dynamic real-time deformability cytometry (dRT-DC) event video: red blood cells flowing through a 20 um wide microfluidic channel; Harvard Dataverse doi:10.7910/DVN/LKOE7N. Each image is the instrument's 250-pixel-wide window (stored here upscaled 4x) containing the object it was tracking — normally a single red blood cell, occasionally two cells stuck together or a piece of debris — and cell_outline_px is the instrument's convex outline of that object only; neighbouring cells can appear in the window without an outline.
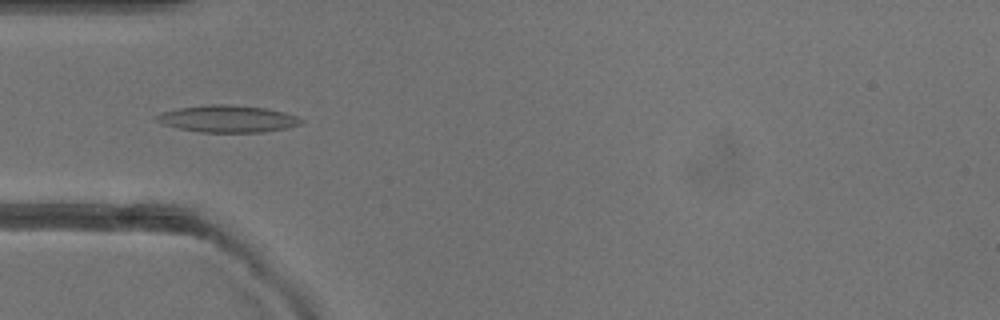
{"species": "common noctule bat (a hibernating species)", "species_latin": "Nyctalus noctula", "temperature_condition": "warm", "stored_images_in_passage": 37, "camera_frame_rate_fps": 3000, "um_per_image_px": 0.085, "animal": {"sex": "female"}, "frame": {"image": 1, "passage_image": 2, "time_ms": 0.333, "image_size_px": [1000, 320], "cell_outline_px": [[304, 124], [288, 128], [260, 132], [200, 132], [180, 128], [164, 124], [156, 120], [152, 116], [160, 112], [180, 108], [212, 104], [224, 104], [264, 108], [284, 112], [296, 116], [304, 120]], "centroid_in_image_um": [19.37, 10.1], "position_along_channel_um": 65.6, "area_um2": 22.66}}
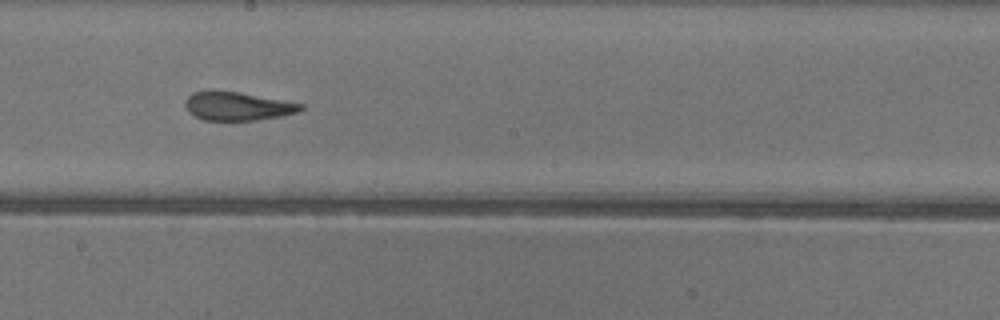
{"frame": {"image": 2, "passage_image": 14, "time_ms": 4.333, "image_size_px": [1000, 320], "cell_outline_px": [[304, 108], [300, 112], [280, 116], [256, 120], [204, 120], [188, 112], [184, 104], [188, 96], [192, 92], [240, 92], [304, 104]], "centroid_in_image_um": [20.23, 9.04], "position_along_channel_um": 228.0, "area_um2": 18.9}}
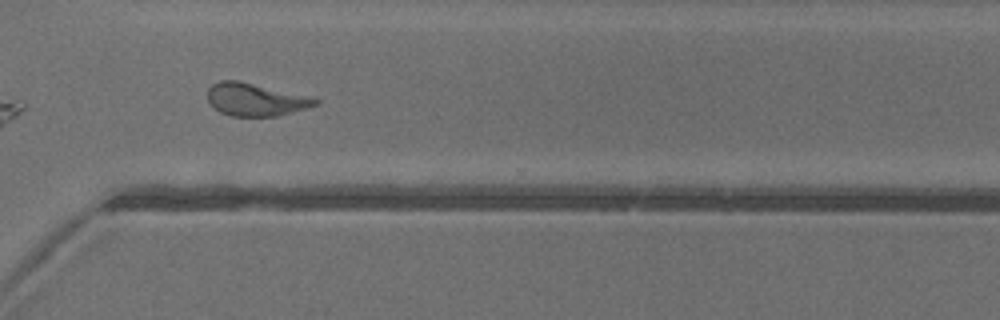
{"frame": {"image": 3, "passage_image": 23, "time_ms": 7.333, "image_size_px": [1000, 320], "cell_outline_px": [[320, 104], [308, 108], [276, 116], [232, 116], [220, 112], [208, 100], [208, 88], [212, 84], [220, 80], [240, 80], [316, 96], [320, 100]], "centroid_in_image_um": [21.82, 8.43], "position_along_channel_um": 348.8, "area_um2": 21.1}, "authors_computed_cell_mechanics": {"area_um2": 20.7502, "velocity_mm_per_s": 4.0315, "shape_relaxation_time_tau1_ms": 5.677, "shape_relaxation_time_tau2_ms": 1.697, "deformation_change_tau1": 0.1896, "deformation_change_tau2": 0.1043}}